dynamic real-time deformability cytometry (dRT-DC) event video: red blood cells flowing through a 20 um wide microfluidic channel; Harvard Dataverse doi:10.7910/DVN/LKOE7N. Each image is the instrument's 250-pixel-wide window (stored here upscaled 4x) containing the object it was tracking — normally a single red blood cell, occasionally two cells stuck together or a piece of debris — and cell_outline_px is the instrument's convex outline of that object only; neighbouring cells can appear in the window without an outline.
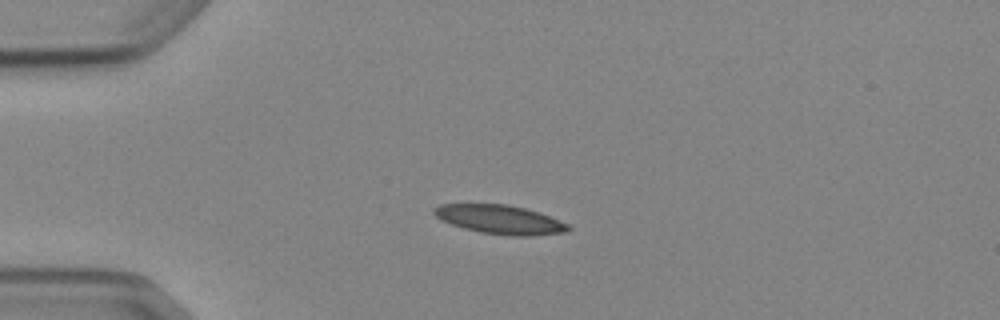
{"species": "Egyptian fruit bat (a non-hibernating species)", "species_latin": "Rousettus aegyptiacus", "temperature_condition": "cold", "stored_images_in_passage": 4, "camera_frame_rate_fps": 3000, "um_per_image_px": 0.085, "animal": {"sex": "female"}, "frame": {"image": 1, "passage_image": 3, "time_ms": 3.333, "image_size_px": [1000, 320], "cell_outline_px": [[572, 228], [568, 232], [528, 236], [512, 236], [480, 232], [464, 228], [440, 220], [432, 212], [432, 208], [440, 204], [508, 204], [540, 212], [568, 224]], "centroid_in_image_um": [42.5, 18.65], "position_along_channel_um": 42.5, "area_um2": 22.72}}